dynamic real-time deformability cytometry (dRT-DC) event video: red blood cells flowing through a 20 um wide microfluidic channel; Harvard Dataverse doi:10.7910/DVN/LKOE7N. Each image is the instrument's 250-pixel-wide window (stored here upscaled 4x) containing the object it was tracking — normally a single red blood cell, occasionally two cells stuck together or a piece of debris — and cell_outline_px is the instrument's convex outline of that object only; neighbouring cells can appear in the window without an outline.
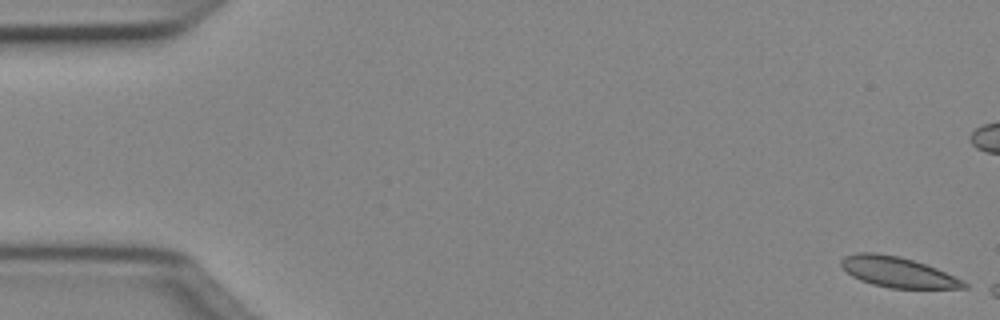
{"species": "Egyptian fruit bat (a non-hibernating species)", "species_latin": "Rousettus aegyptiacus", "temperature_condition": "cold", "stored_images_in_passage": 8, "camera_frame_rate_fps": 3000, "um_per_image_px": 0.085, "animal": {"sex": "female"}, "frame": {"image": 1, "passage_image": 1, "time_ms": 0.0, "image_size_px": [1000, 320], "cell_outline_px": [[968, 288], [888, 288], [872, 284], [860, 280], [852, 276], [840, 264], [840, 260], [844, 256], [856, 252], [876, 252], [900, 256], [936, 268], [964, 280], [968, 284]], "centroid_in_image_um": [76.3, 23.12], "position_along_channel_um": 8.7, "area_um2": 21.79}}